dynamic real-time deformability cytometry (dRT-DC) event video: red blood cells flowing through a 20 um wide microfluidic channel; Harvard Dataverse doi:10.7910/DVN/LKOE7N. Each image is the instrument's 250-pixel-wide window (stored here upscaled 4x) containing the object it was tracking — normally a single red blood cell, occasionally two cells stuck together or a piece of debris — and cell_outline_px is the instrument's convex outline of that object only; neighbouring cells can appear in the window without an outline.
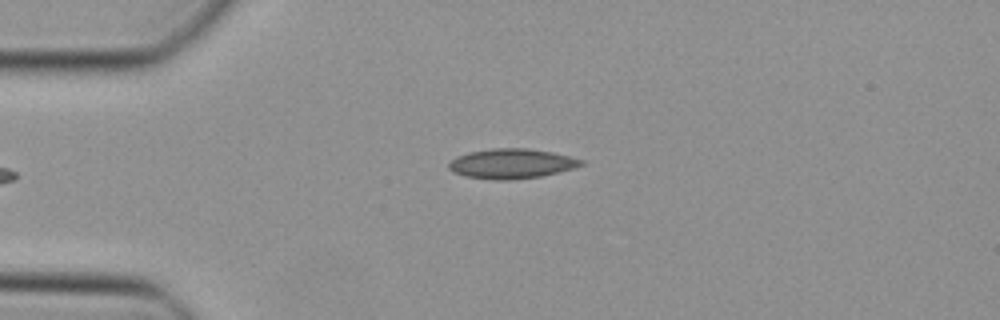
{"species": "Egyptian fruit bat (a non-hibernating species)", "species_latin": "Rousettus aegyptiacus", "temperature_condition": "cold", "stored_images_in_passage": 8, "camera_frame_rate_fps": 3000, "um_per_image_px": 0.085, "animal": {"sex": "female"}, "frame": {"image": 1, "passage_image": 3, "time_ms": 0.667, "image_size_px": [1000, 320], "cell_outline_px": [[584, 164], [572, 168], [540, 176], [512, 180], [496, 180], [464, 176], [452, 172], [448, 168], [448, 164], [456, 156], [468, 152], [492, 148], [528, 148], [552, 152], [584, 160]], "centroid_in_image_um": [43.43, 13.9], "position_along_channel_um": 41.6, "area_um2": 22.95}}
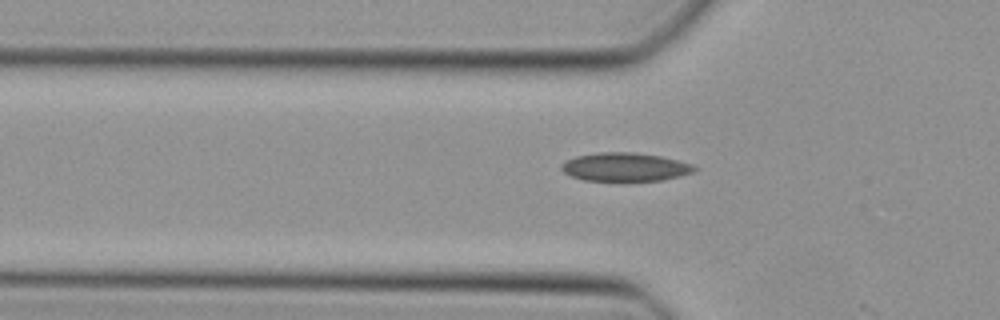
{"frame": {"image": 2, "passage_image": 7, "time_ms": 2.0, "image_size_px": [1000, 320], "cell_outline_px": [[700, 168], [696, 172], [680, 176], [660, 180], [584, 180], [572, 176], [564, 172], [560, 168], [560, 164], [576, 156], [600, 152], [632, 152], [660, 156], [692, 164]], "centroid_in_image_um": [53.16, 14.19], "position_along_channel_um": 72.6, "area_um2": 21.91}}